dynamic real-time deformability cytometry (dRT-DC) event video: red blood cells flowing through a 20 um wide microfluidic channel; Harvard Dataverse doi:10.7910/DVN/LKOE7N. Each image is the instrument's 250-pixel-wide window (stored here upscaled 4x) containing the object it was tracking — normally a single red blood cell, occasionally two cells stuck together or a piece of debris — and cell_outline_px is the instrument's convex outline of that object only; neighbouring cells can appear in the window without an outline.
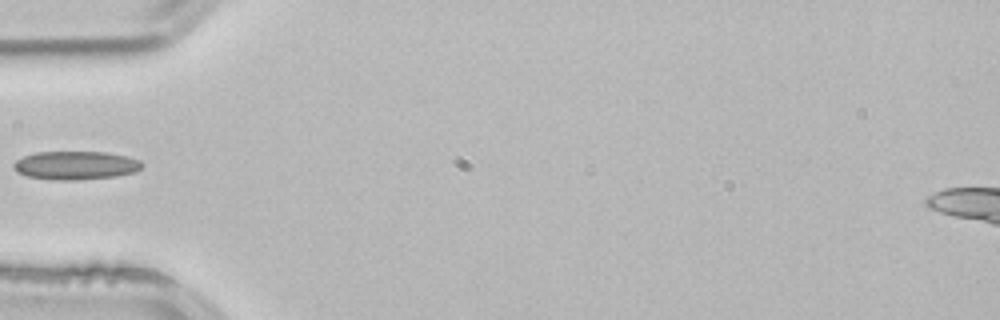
{"species": "common noctule bat (a hibernating species)", "species_latin": "Nyctalus noctula", "temperature_condition": "room temperature", "stored_images_in_passage": 1, "camera_frame_rate_fps": 3000, "um_per_image_px": 0.085, "animal": {"sex": "male", "body_mass_g": 21.5, "forearm_length_mm": 52.0}, "frame": {"image": 1, "passage_image": 1, "time_ms": 0.0, "image_size_px": [1000, 320], "cell_outline_px": [[144, 164], [140, 168], [132, 172], [116, 176], [76, 180], [52, 180], [28, 176], [16, 172], [12, 168], [12, 164], [16, 160], [24, 156], [36, 152], [104, 152], [128, 156], [140, 160]], "centroid_in_image_um": [6.4, 14.05], "position_along_channel_um": 78.6, "area_um2": 21.33}}